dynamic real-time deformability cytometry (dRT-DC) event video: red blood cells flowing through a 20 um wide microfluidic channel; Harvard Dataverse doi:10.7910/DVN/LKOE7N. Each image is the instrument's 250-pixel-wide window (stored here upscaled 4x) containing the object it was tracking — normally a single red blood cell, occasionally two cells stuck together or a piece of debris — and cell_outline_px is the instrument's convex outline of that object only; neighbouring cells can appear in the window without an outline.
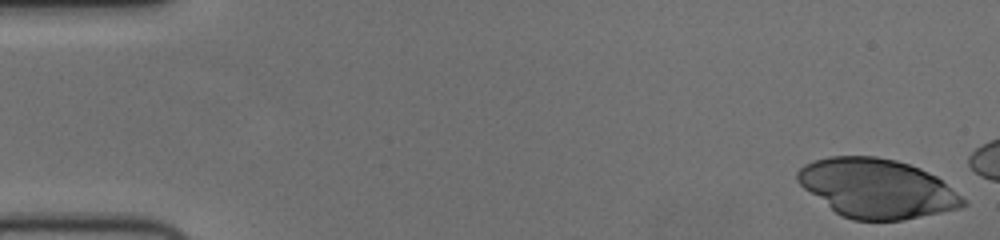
{"species": "human", "species_latin": "Homo sapiens", "temperature_condition": "cold", "stored_images_in_passage": 13, "camera_frame_rate_fps": 3000, "um_per_image_px": 0.085, "donor": {"sex": "female"}, "frame": {"image": 1, "passage_image": 1, "time_ms": 0.0, "image_size_px": [1000, 240], "cell_outline_px": [[968, 204], [960, 208], [904, 220], [852, 220], [840, 216], [804, 188], [796, 180], [796, 172], [804, 164], [828, 156], [876, 156], [896, 160], [920, 168], [936, 176], [968, 200]], "centroid_in_image_um": [74.55, 16.01], "position_along_channel_um": 10.5, "area_um2": 57.05}}